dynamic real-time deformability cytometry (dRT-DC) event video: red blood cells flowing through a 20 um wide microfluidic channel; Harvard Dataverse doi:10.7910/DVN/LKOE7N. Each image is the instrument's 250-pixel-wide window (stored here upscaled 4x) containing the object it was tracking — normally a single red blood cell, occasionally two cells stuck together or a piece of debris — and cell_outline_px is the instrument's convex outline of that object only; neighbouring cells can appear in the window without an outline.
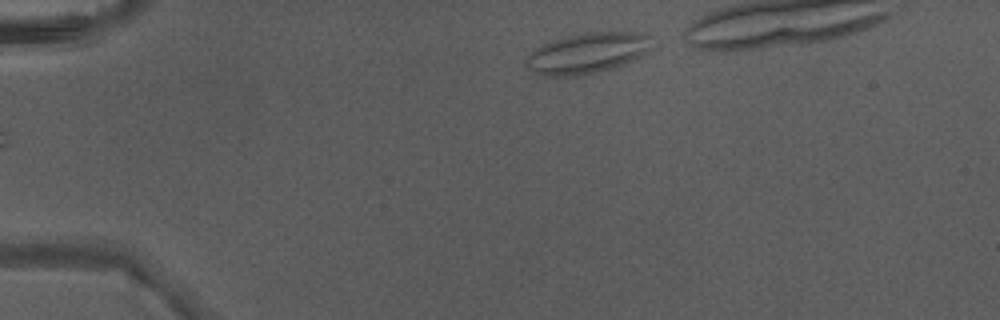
{"species": "Egyptian fruit bat (a non-hibernating species)", "species_latin": "Rousettus aegyptiacus", "temperature_condition": "warm", "stored_images_in_passage": 2, "camera_frame_rate_fps": 3000, "um_per_image_px": 0.085, "animal": {"sex": "male"}, "frame": {"image": 1, "passage_image": 2, "time_ms": 0.333, "image_size_px": [1000, 320], "cell_outline_px": [[652, 36], [644, 52], [640, 56], [624, 64], [576, 76], [536, 76], [524, 64], [524, 56], [540, 44], [552, 40], [580, 32], [644, 32]], "centroid_in_image_um": [49.78, 4.5], "position_along_channel_um": 35.2, "area_um2": 29.88}}